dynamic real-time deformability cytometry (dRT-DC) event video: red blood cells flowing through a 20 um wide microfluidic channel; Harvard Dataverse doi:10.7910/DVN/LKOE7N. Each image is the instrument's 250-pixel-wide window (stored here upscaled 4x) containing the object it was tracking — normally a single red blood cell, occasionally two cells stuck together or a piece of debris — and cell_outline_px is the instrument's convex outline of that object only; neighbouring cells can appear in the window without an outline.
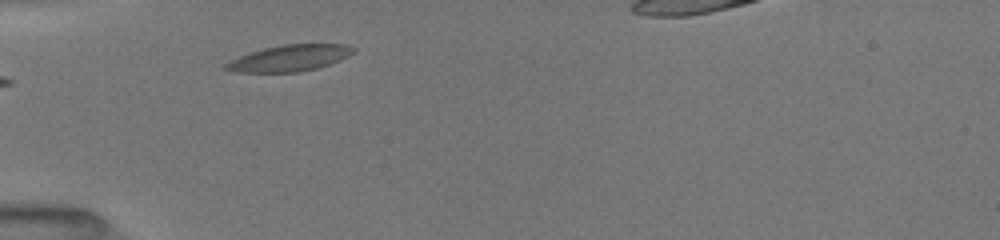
{"species": "common noctule bat (a hibernating species)", "species_latin": "Nyctalus noctula", "temperature_condition": "room temperature", "stored_images_in_passage": 4, "camera_frame_rate_fps": 3000, "um_per_image_px": 0.085, "animal": {"sex": "female", "body_mass_g": 19.5, "forearm_length_mm": 54.1}, "frame": {"image": 1, "passage_image": 1, "time_ms": 0.0, "image_size_px": [1000, 240], "cell_outline_px": [[356, 48], [348, 56], [340, 60], [316, 68], [300, 72], [236, 72], [220, 68], [224, 64], [240, 56], [264, 48], [284, 44], [344, 44]], "centroid_in_image_um": [24.59, 4.94], "position_along_channel_um": 60.4, "area_um2": 19.36}}